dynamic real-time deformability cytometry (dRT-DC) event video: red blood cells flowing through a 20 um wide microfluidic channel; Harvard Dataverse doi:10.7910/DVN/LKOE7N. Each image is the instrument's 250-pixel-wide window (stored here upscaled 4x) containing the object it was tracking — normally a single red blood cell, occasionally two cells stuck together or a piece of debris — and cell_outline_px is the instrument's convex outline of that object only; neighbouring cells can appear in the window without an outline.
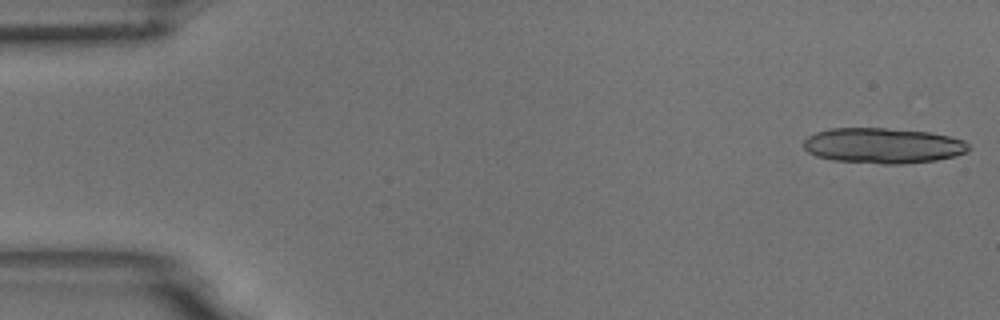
{"species": "common noctule bat (a hibernating species)", "species_latin": "Nyctalus noctula", "temperature_condition": "room temperature", "stored_images_in_passage": 15, "camera_frame_rate_fps": 3000, "um_per_image_px": 0.085, "animal": {"sex": "male", "body_mass_g": 18.8}, "frame": {"image": 1, "passage_image": 1, "time_ms": 0.0, "image_size_px": [1000, 320], "cell_outline_px": [[972, 148], [956, 156], [936, 160], [900, 164], [884, 164], [832, 160], [816, 156], [808, 152], [804, 148], [804, 140], [808, 136], [816, 132], [828, 128], [884, 128], [928, 132], [948, 136], [964, 140]], "centroid_in_image_um": [75.04, 12.38], "position_along_channel_um": 10.0, "area_um2": 34.1}}